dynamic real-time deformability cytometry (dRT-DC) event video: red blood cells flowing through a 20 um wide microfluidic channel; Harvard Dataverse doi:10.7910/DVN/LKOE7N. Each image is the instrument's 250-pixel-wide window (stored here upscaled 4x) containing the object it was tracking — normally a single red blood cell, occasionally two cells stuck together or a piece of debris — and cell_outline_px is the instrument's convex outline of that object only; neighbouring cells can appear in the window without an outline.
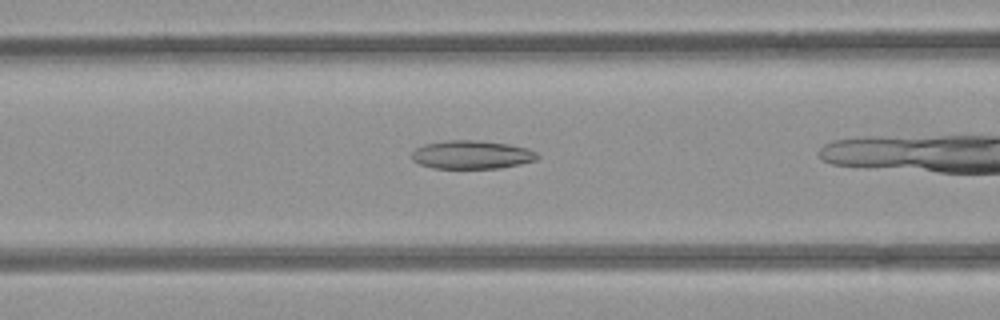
{"species": "common noctule bat (a hibernating species)", "species_latin": "Nyctalus noctula", "temperature_condition": "room temperature", "stored_images_in_passage": 37, "camera_frame_rate_fps": 3000, "um_per_image_px": 0.085, "animal": {"sex": "female", "body_mass_g": 21.9}, "frame": {"image": 1, "passage_image": 17, "time_ms": 5.333, "image_size_px": [1000, 320], "cell_outline_px": [[540, 156], [536, 160], [520, 164], [500, 168], [432, 168], [420, 164], [412, 160], [412, 152], [416, 148], [424, 144], [448, 140], [476, 140], [508, 144], [528, 148], [536, 152]], "centroid_in_image_um": [40.1, 13.15], "position_along_channel_um": 126.5, "area_um2": 20.81}}
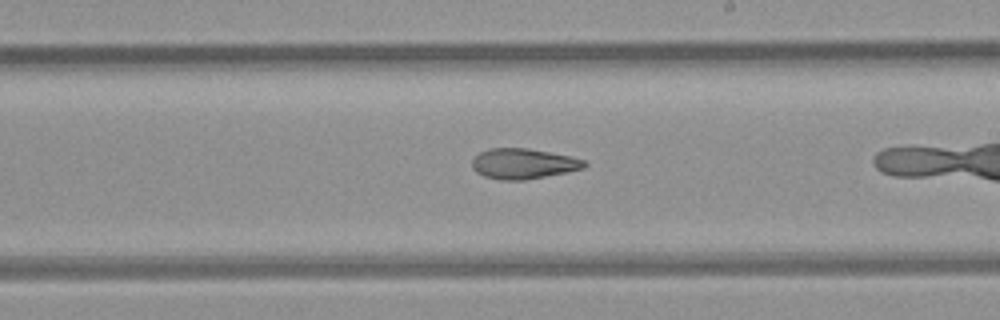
{"frame": {"image": 2, "passage_image": 26, "time_ms": 8.333, "image_size_px": [1000, 320], "cell_outline_px": [[588, 164], [584, 168], [568, 172], [524, 180], [500, 180], [484, 176], [476, 172], [472, 168], [472, 160], [480, 152], [488, 148], [528, 148], [572, 156], [584, 160]], "centroid_in_image_um": [44.49, 13.91], "position_along_channel_um": 244.5, "area_um2": 20.0}}
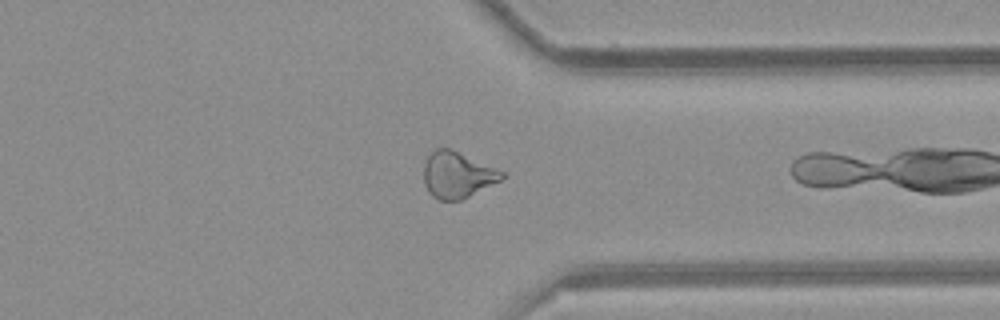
{"frame": {"image": 3, "passage_image": 36, "time_ms": 11.667, "image_size_px": [1000, 320], "cell_outline_px": [[504, 176], [500, 180], [460, 200], [440, 200], [432, 196], [428, 192], [424, 184], [424, 160], [436, 148], [448, 148], [504, 172]], "centroid_in_image_um": [38.81, 14.87], "position_along_channel_um": 372.6, "area_um2": 20.52}}